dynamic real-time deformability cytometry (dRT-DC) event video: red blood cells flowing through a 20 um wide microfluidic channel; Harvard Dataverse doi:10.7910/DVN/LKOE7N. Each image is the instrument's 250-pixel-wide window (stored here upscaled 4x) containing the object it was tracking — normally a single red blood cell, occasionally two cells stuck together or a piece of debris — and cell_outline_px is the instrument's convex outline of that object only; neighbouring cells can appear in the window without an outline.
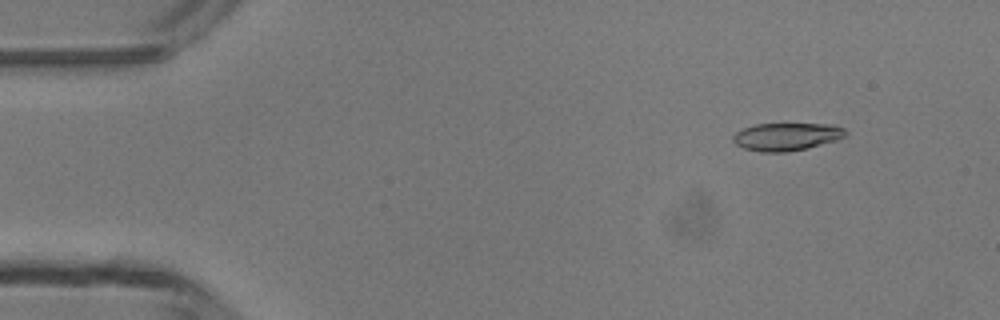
{"species": "common noctule bat (a hibernating species)", "species_latin": "Nyctalus noctula", "temperature_condition": "room temperature", "stored_images_in_passage": 5, "camera_frame_rate_fps": 3000, "um_per_image_px": 0.085, "animal": {"sex": "male", "body_mass_g": 13.3}, "frame": {"image": 1, "passage_image": 2, "time_ms": 1.0, "image_size_px": [1000, 320], "cell_outline_px": [[848, 132], [844, 136], [836, 140], [804, 148], [784, 152], [760, 152], [744, 148], [736, 144], [732, 140], [732, 136], [736, 132], [744, 128], [756, 124], [836, 124], [844, 128]], "centroid_in_image_um": [66.85, 11.6], "position_along_channel_um": 18.2, "area_um2": 18.03}}
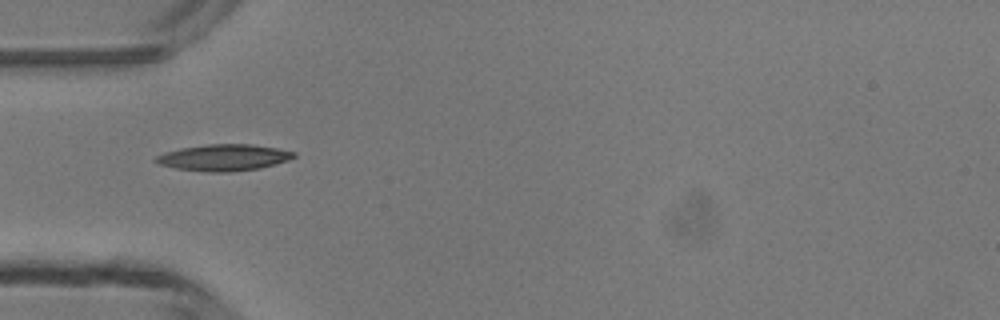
{"frame": {"image": 2, "passage_image": 4, "time_ms": 4.333, "image_size_px": [1000, 320], "cell_outline_px": [[296, 156], [288, 160], [260, 168], [228, 172], [208, 172], [176, 168], [160, 164], [152, 160], [156, 156], [164, 152], [180, 148], [208, 144], [252, 144], [276, 148], [296, 152]], "centroid_in_image_um": [19.0, 13.39], "position_along_channel_um": 66.0, "area_um2": 21.21}}
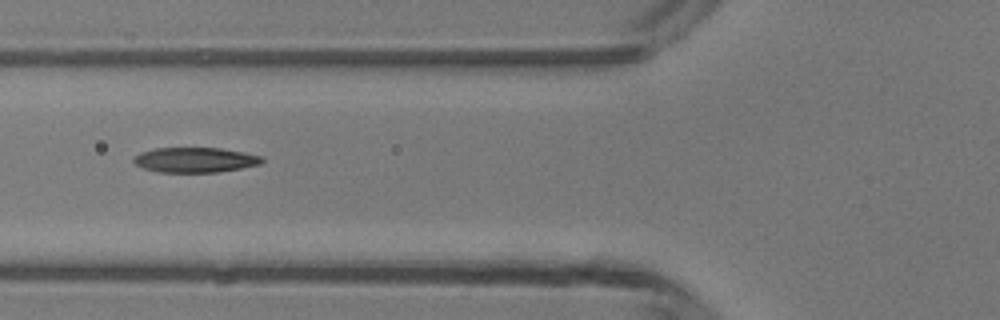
{"frame": {"image": 3, "passage_image": 5, "time_ms": 5.333, "image_size_px": [1000, 320], "cell_outline_px": [[264, 160], [260, 164], [240, 168], [216, 172], [160, 172], [144, 168], [136, 164], [132, 160], [140, 152], [156, 148], [220, 148], [244, 152], [260, 156]], "centroid_in_image_um": [16.58, 13.59], "position_along_channel_um": 109.2, "area_um2": 18.5}}